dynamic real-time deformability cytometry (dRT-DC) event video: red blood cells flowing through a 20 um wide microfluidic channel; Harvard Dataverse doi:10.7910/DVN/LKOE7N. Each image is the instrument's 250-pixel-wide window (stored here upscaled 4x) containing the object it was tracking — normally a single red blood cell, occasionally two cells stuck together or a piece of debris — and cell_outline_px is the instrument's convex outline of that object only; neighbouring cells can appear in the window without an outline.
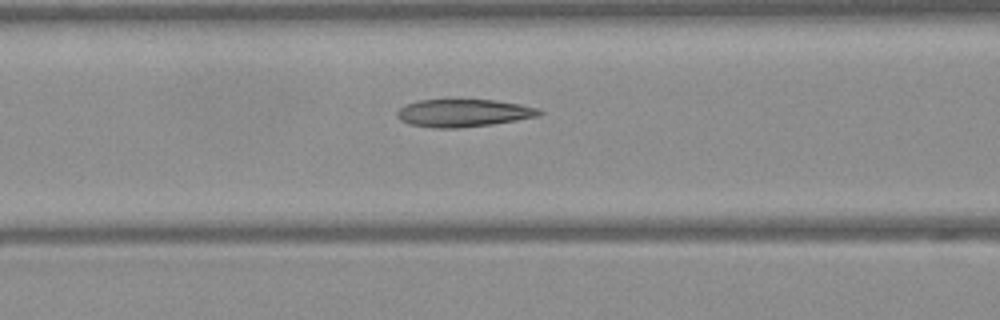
{"species": "Egyptian fruit bat (a non-hibernating species)", "species_latin": "Rousettus aegyptiacus", "temperature_condition": "warm", "stored_images_in_passage": 31, "camera_frame_rate_fps": 3000, "um_per_image_px": 0.085, "frame": {"image": 1, "passage_image": 7, "time_ms": 2.0, "image_size_px": [1000, 320], "cell_outline_px": [[544, 112], [540, 116], [492, 124], [460, 128], [436, 128], [408, 124], [400, 120], [396, 116], [396, 112], [404, 104], [416, 100], [496, 100], [520, 104], [540, 108]], "centroid_in_image_um": [39.39, 9.6], "position_along_channel_um": 127.2, "area_um2": 23.12}}
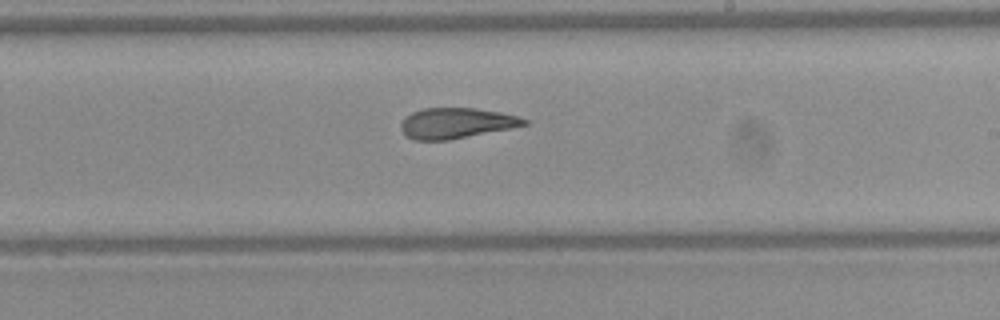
{"frame": {"image": 2, "passage_image": 16, "time_ms": 5.0, "image_size_px": [1000, 320], "cell_outline_px": [[528, 124], [512, 128], [448, 140], [412, 140], [400, 128], [400, 124], [404, 116], [412, 112], [424, 108], [476, 108], [500, 112], [520, 116], [528, 120]], "centroid_in_image_um": [38.78, 10.46], "position_along_channel_um": 250.2, "area_um2": 22.02}}
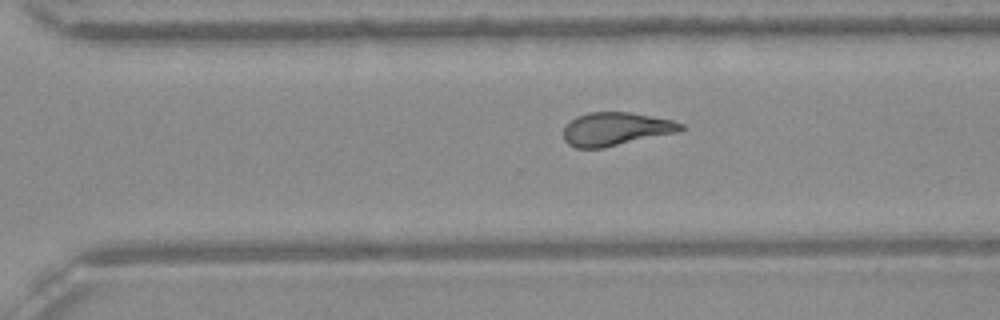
{"frame": {"image": 3, "passage_image": 21, "time_ms": 6.667, "image_size_px": [1000, 320], "cell_outline_px": [[684, 128], [680, 132], [604, 148], [576, 148], [568, 144], [564, 140], [564, 128], [576, 116], [588, 112], [628, 112], [652, 116], [672, 120], [684, 124]], "centroid_in_image_um": [52.37, 10.97], "position_along_channel_um": 318.2, "area_um2": 22.89}, "authors_computed_cell_mechanics": {"area_um2": 23.2934, "velocity_mm_per_s": 4.0999, "shape_relaxation_time_tau1_ms": null, "shape_relaxation_time_tau2_ms": 2.2215, "deformation_change_tau1": null, "deformation_change_tau2": 0.0995}}